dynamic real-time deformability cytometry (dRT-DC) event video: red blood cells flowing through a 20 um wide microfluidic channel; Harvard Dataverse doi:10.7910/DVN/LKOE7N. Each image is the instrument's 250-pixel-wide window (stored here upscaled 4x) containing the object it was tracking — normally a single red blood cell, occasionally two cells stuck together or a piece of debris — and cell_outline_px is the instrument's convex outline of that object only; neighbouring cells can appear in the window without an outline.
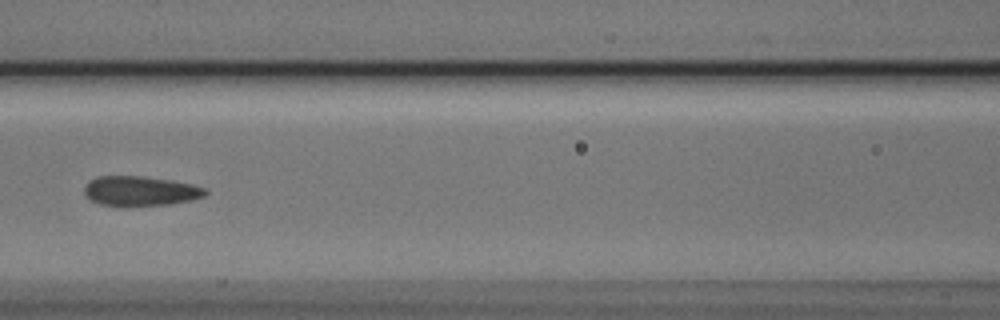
{"species": "Egyptian fruit bat (a non-hibernating species)", "species_latin": "Rousettus aegyptiacus", "temperature_condition": "cold", "stored_images_in_passage": 8, "camera_frame_rate_fps": 3000, "um_per_image_px": 0.085, "animal": {"sex": "male"}, "frame": {"image": 1, "passage_image": 6, "time_ms": 1.667, "image_size_px": [1000, 320], "cell_outline_px": [[208, 192], [204, 196], [192, 200], [172, 204], [100, 204], [84, 196], [84, 188], [88, 180], [96, 176], [144, 176], [172, 180], [192, 184], [204, 188]], "centroid_in_image_um": [11.92, 16.2], "position_along_channel_um": 154.7, "area_um2": 20.63}}
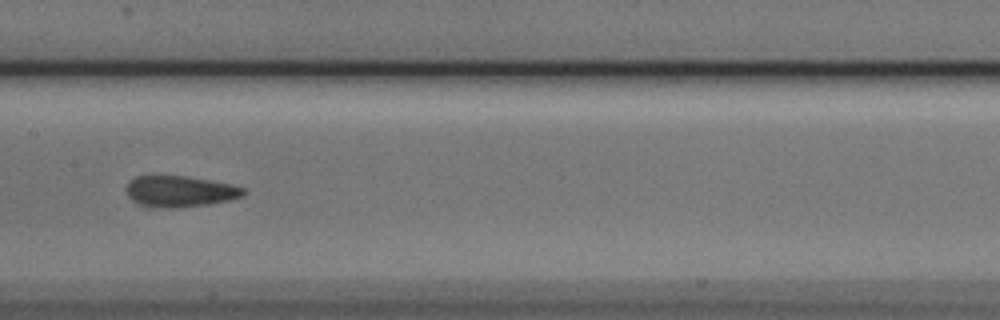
{"frame": {"image": 2, "passage_image": 7, "time_ms": 2.0, "image_size_px": [1000, 320], "cell_outline_px": [[248, 192], [244, 196], [228, 200], [208, 204], [176, 208], [160, 208], [140, 204], [132, 200], [128, 196], [128, 184], [136, 176], [184, 176], [208, 180], [228, 184], [244, 188]], "centroid_in_image_um": [15.32, 16.28], "position_along_channel_um": 192.1, "area_um2": 20.92}}
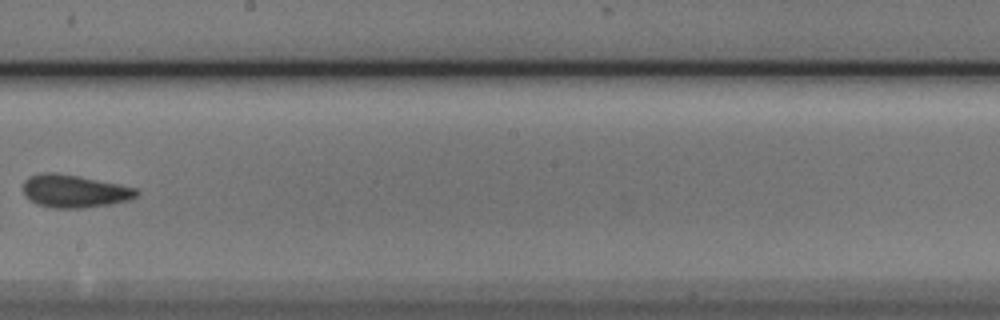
{"frame": {"image": 3, "passage_image": 8, "time_ms": 2.333, "image_size_px": [1000, 320], "cell_outline_px": [[140, 192], [136, 196], [128, 200], [112, 204], [84, 208], [52, 208], [36, 204], [24, 196], [24, 180], [28, 176], [40, 172], [56, 172], [80, 176], [120, 184], [136, 188]], "centroid_in_image_um": [6.3, 16.24], "position_along_channel_um": 241.9, "area_um2": 22.02}}